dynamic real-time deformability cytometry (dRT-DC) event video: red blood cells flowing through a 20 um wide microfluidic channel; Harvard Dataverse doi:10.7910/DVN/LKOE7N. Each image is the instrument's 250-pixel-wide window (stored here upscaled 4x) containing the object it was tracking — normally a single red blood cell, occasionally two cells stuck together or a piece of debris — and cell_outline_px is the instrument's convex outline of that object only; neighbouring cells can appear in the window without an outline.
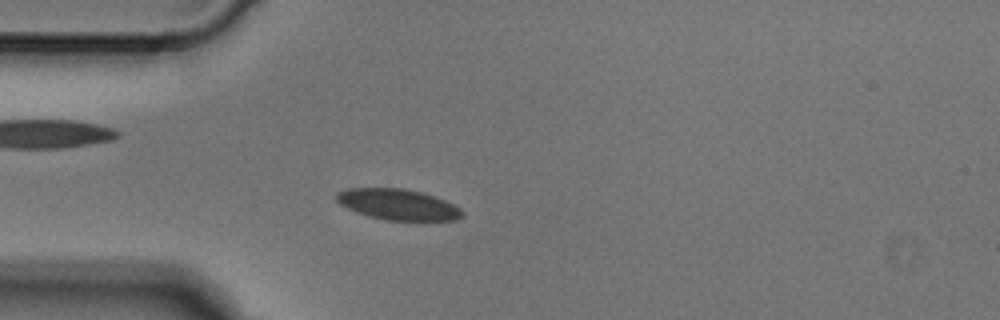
{"species": "Egyptian fruit bat (a non-hibernating species)", "species_latin": "Rousettus aegyptiacus", "temperature_condition": "cold", "stored_images_in_passage": 3, "camera_frame_rate_fps": 3000, "um_per_image_px": 0.085, "animal": {"sex": "male"}, "frame": {"image": 1, "passage_image": 3, "time_ms": 0.667, "image_size_px": [1000, 320], "cell_outline_px": [[464, 216], [456, 220], [384, 220], [368, 216], [356, 212], [340, 204], [336, 200], [336, 192], [348, 188], [404, 188], [436, 196], [460, 208], [464, 212]], "centroid_in_image_um": [33.82, 17.38], "position_along_channel_um": 51.2, "area_um2": 22.66}}